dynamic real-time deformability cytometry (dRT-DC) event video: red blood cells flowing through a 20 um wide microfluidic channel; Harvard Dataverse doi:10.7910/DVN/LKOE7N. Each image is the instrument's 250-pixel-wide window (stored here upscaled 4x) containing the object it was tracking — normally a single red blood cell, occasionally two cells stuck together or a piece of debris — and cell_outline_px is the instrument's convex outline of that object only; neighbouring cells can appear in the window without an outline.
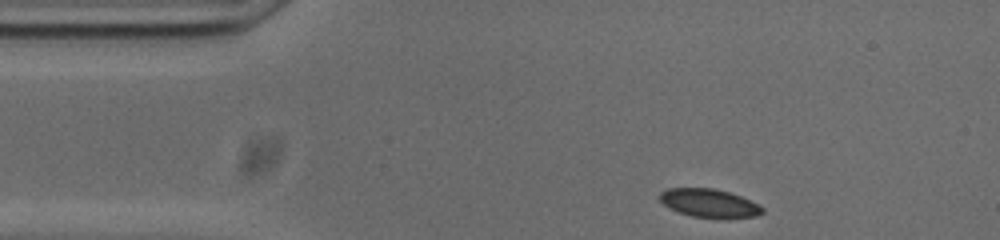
{"species": "common noctule bat (a hibernating species)", "species_latin": "Nyctalus noctula", "temperature_condition": "cold", "stored_images_in_passage": 47, "camera_frame_rate_fps": 3000, "um_per_image_px": 0.085, "animal": {"sex": "male", "body_mass_g": 20.0, "forearm_length_mm": 53.3}, "frame": {"image": 1, "passage_image": 1, "time_ms": 0.0, "image_size_px": [1000, 240], "cell_outline_px": [[764, 212], [756, 216], [692, 216], [668, 208], [660, 200], [660, 192], [668, 188], [712, 188], [728, 192], [740, 196], [764, 208]], "centroid_in_image_um": [60.22, 17.23], "position_along_channel_um": 24.8, "area_um2": 16.24}}
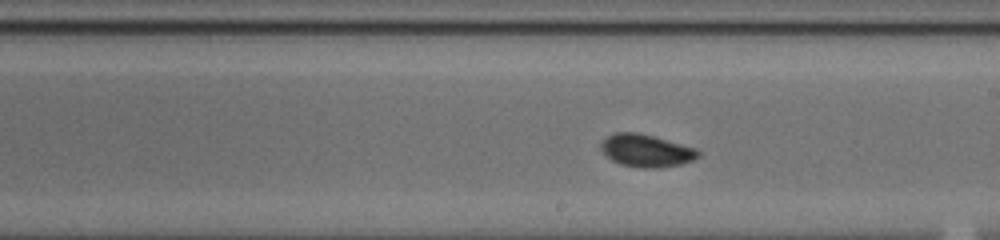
{"frame": {"image": 2, "passage_image": 22, "time_ms": 7.0, "image_size_px": [1000, 240], "cell_outline_px": [[700, 156], [692, 160], [680, 164], [660, 168], [644, 168], [620, 164], [612, 160], [600, 148], [600, 144], [608, 136], [616, 132], [636, 132], [652, 136], [696, 148], [700, 152]], "centroid_in_image_um": [54.94, 12.81], "position_along_channel_um": 234.1, "area_um2": 18.21}}
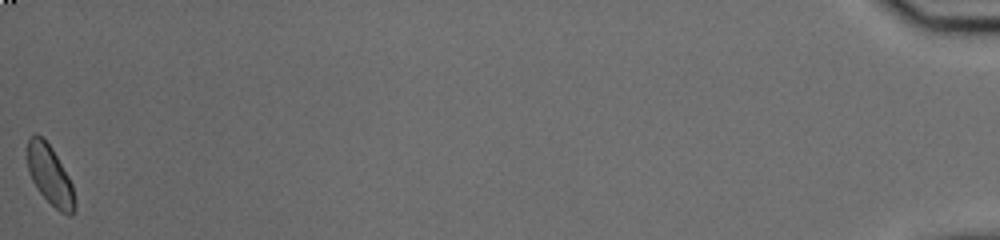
{"frame": {"image": 3, "passage_image": 47, "time_ms": 15.333, "image_size_px": [1000, 240], "cell_outline_px": [[76, 208], [72, 216], [68, 216], [60, 212], [36, 188], [28, 172], [28, 136], [36, 132], [52, 148], [68, 176], [72, 184]], "centroid_in_image_um": [4.25, 14.91], "position_along_channel_um": 431.0, "area_um2": 16.3}, "authors_computed_cell_mechanics": {"area_um2": 17.1088, "velocity_mm_per_s": 3.7143, "shape_relaxation_time_tau1_ms": null, "shape_relaxation_time_tau2_ms": 3.9724, "deformation_change_tau1": null, "deformation_change_tau2": 0.0642}}